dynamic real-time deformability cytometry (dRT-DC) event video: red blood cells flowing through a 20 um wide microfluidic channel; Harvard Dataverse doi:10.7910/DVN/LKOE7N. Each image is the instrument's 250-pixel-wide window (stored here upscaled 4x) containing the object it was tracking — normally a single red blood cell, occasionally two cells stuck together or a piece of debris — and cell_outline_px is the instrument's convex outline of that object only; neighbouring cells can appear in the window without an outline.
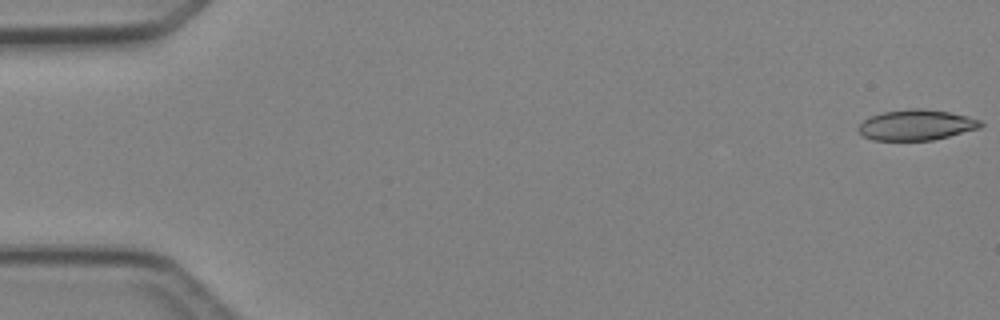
{"species": "Egyptian fruit bat (a non-hibernating species)", "species_latin": "Rousettus aegyptiacus", "temperature_condition": "cold", "stored_images_in_passage": 4, "camera_frame_rate_fps": 3000, "um_per_image_px": 0.085, "animal": {"sex": "female"}, "frame": {"image": 1, "passage_image": 1, "time_ms": 0.0, "image_size_px": [1000, 320], "cell_outline_px": [[984, 124], [980, 128], [932, 140], [872, 140], [860, 136], [856, 128], [864, 120], [872, 116], [884, 112], [912, 108], [924, 108], [948, 112], [968, 116], [980, 120]], "centroid_in_image_um": [77.86, 10.62], "position_along_channel_um": 7.1, "area_um2": 21.79}}
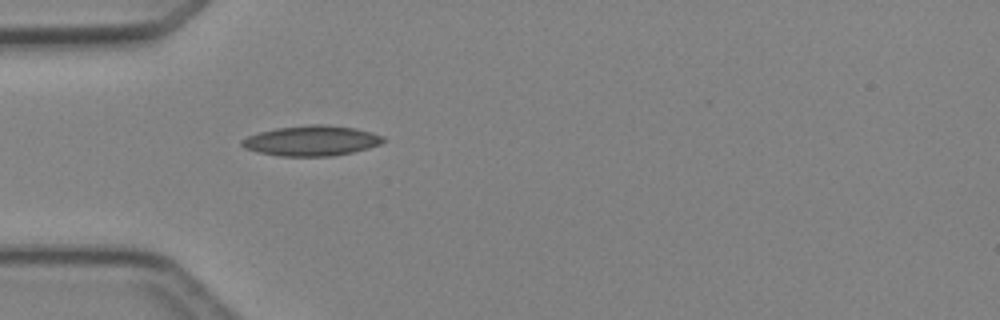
{"frame": {"image": 2, "passage_image": 4, "time_ms": 4.667, "image_size_px": [1000, 320], "cell_outline_px": [[388, 140], [380, 144], [368, 148], [352, 152], [332, 156], [280, 156], [256, 152], [244, 148], [240, 144], [240, 140], [248, 136], [260, 132], [276, 128], [312, 124], [324, 124], [356, 128], [372, 132], [384, 136]], "centroid_in_image_um": [26.49, 11.96], "position_along_channel_um": 58.5, "area_um2": 25.09}}